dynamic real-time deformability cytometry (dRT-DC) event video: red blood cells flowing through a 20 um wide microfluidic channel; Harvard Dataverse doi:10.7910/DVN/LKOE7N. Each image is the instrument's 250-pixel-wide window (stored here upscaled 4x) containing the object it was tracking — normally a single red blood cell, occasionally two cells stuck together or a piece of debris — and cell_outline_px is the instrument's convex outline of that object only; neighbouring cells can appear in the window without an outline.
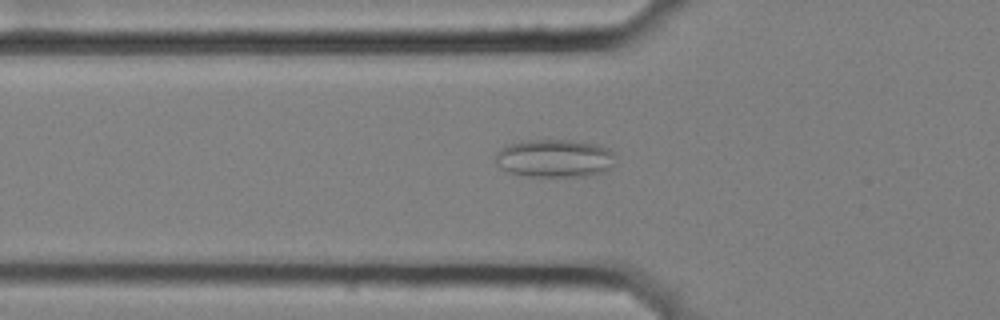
{"species": "common noctule bat (a hibernating species)", "species_latin": "Nyctalus noctula", "temperature_condition": "cold", "stored_images_in_passage": 42, "camera_frame_rate_fps": 3000, "um_per_image_px": 0.085, "animal": {"sex": "female", "body_mass_g": 25.1}, "frame": {"image": 1, "passage_image": 4, "time_ms": 1.0, "image_size_px": [1000, 320], "cell_outline_px": [[616, 152], [612, 164], [604, 172], [588, 176], [524, 176], [508, 172], [500, 168], [496, 164], [496, 152], [500, 148], [508, 144], [520, 140], [568, 140], [600, 144]], "centroid_in_image_um": [47.13, 13.44], "position_along_channel_um": 78.7, "area_um2": 26.93}}
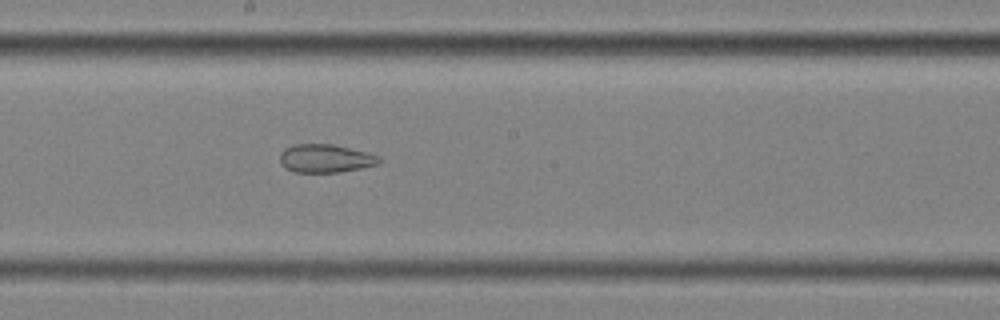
{"frame": {"image": 2, "passage_image": 16, "time_ms": 5.0, "image_size_px": [1000, 320], "cell_outline_px": [[384, 160], [380, 164], [340, 172], [292, 172], [284, 168], [280, 164], [280, 152], [284, 148], [292, 144], [332, 144], [368, 152], [380, 156]], "centroid_in_image_um": [27.67, 13.46], "position_along_channel_um": 220.5, "area_um2": 16.7}}
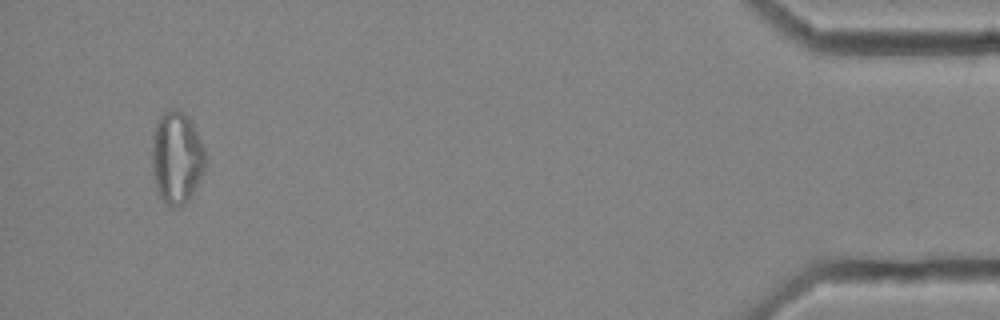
{"frame": {"image": 3, "passage_image": 39, "time_ms": 12.667, "image_size_px": [1000, 320], "cell_outline_px": [[204, 168], [200, 180], [188, 200], [184, 204], [176, 208], [172, 208], [156, 192], [152, 172], [152, 136], [156, 124], [164, 108], [172, 108], [184, 112], [192, 124], [204, 148]], "centroid_in_image_um": [14.98, 13.39], "position_along_channel_um": 420.2, "area_um2": 28.78}, "authors_computed_cell_mechanics": {"area_um2": 21.2415, "velocity_mm_per_s": 3.5485, "shape_relaxation_time_tau1_ms": null, "shape_relaxation_time_tau2_ms": 2.0856, "deformation_change_tau1": null, "deformation_change_tau2": 0.087}}